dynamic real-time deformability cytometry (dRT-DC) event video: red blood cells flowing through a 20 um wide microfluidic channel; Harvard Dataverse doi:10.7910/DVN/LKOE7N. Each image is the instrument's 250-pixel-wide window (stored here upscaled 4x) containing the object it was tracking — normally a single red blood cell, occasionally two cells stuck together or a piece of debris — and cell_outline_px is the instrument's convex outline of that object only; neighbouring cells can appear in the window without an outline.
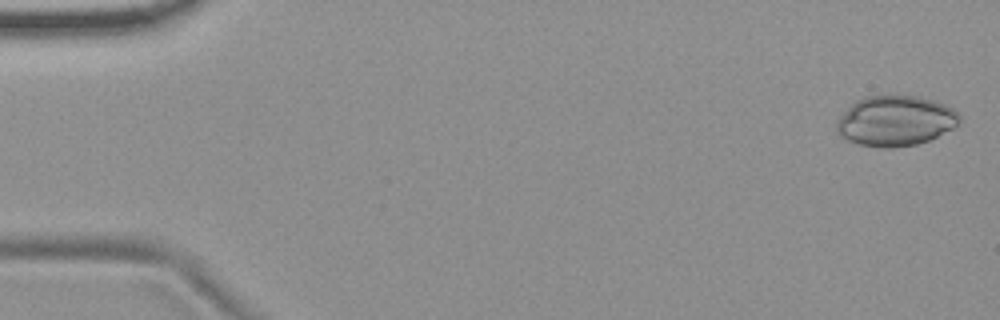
{"species": "common noctule bat (a hibernating species)", "species_latin": "Nyctalus noctula", "temperature_condition": "room temperature", "stored_images_in_passage": 50, "camera_frame_rate_fps": 3000, "um_per_image_px": 0.085, "animal": {"sex": "female", "body_mass_g": 19.9}, "frame": {"image": 1, "passage_image": 2, "time_ms": 0.333, "image_size_px": [1000, 320], "cell_outline_px": [[960, 120], [952, 128], [928, 140], [916, 144], [892, 148], [880, 148], [860, 144], [844, 140], [836, 132], [836, 120], [856, 100], [864, 96], [916, 96], [932, 100], [944, 104], [952, 108], [960, 116]], "centroid_in_image_um": [76.05, 10.28], "position_along_channel_um": 8.9, "area_um2": 35.84}}
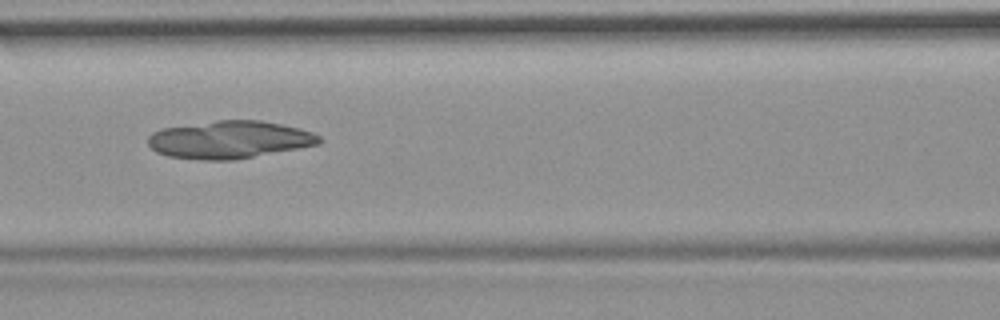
{"frame": {"image": 2, "passage_image": 24, "time_ms": 7.667, "image_size_px": [1000, 320], "cell_outline_px": [[320, 144], [236, 160], [196, 160], [168, 156], [156, 152], [148, 144], [148, 136], [152, 132], [160, 128], [216, 120], [260, 120], [300, 128], [312, 132], [320, 136]], "centroid_in_image_um": [19.47, 11.87], "position_along_channel_um": 147.1, "area_um2": 37.8}}
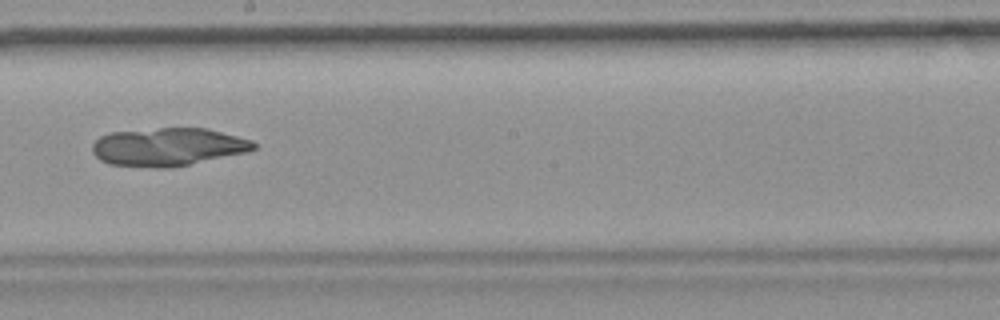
{"frame": {"image": 3, "passage_image": 31, "time_ms": 10.0, "image_size_px": [1000, 320], "cell_outline_px": [[256, 148], [244, 152], [172, 168], [152, 168], [108, 164], [100, 160], [92, 152], [92, 144], [100, 136], [112, 132], [160, 128], [208, 128], [252, 140], [256, 144]], "centroid_in_image_um": [14.24, 12.49], "position_along_channel_um": 234.0, "area_um2": 35.78}}